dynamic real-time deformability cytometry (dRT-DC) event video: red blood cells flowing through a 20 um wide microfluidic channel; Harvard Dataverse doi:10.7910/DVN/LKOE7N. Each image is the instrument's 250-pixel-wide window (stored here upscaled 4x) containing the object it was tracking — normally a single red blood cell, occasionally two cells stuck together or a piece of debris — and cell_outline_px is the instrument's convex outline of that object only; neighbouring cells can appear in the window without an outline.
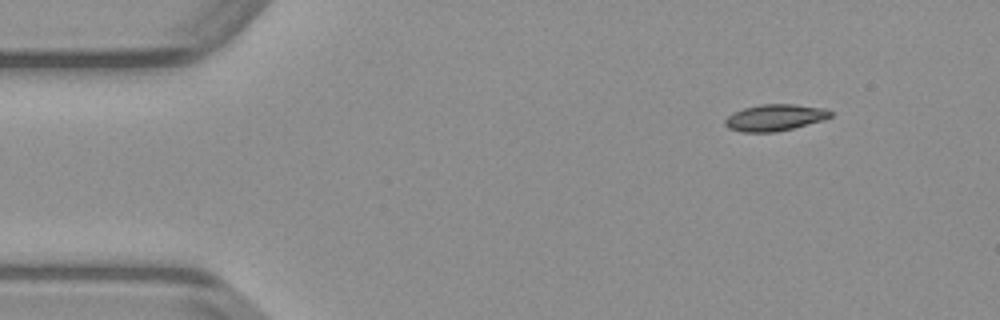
{"species": "common noctule bat (a hibernating species)", "species_latin": "Nyctalus noctula", "temperature_condition": "warm", "stored_images_in_passage": 44, "camera_frame_rate_fps": 3000, "um_per_image_px": 0.085, "animal": {"sex": "male", "body_mass_g": 23.1, "forearm_length_mm": 52.7}, "frame": {"image": 1, "passage_image": 1, "time_ms": 0.0, "image_size_px": [1000, 320], "cell_outline_px": [[832, 116], [820, 120], [792, 128], [776, 132], [740, 132], [728, 128], [724, 124], [724, 120], [732, 112], [744, 108], [760, 104], [796, 104], [824, 108], [832, 112]], "centroid_in_image_um": [65.8, 9.99], "position_along_channel_um": 19.2, "area_um2": 16.24}}
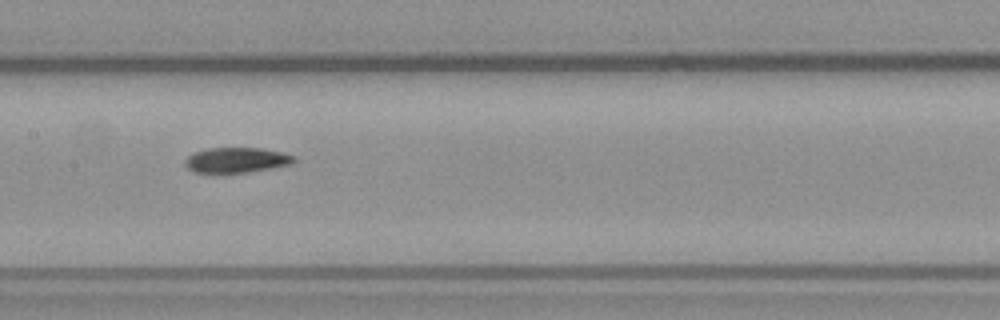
{"frame": {"image": 2, "passage_image": 19, "time_ms": 6.0, "image_size_px": [1000, 320], "cell_outline_px": [[296, 160], [292, 164], [272, 168], [248, 172], [196, 172], [188, 168], [184, 164], [184, 160], [188, 156], [196, 152], [208, 148], [264, 148], [284, 152], [296, 156]], "centroid_in_image_um": [20.17, 13.59], "position_along_channel_um": 187.2, "area_um2": 16.01}}
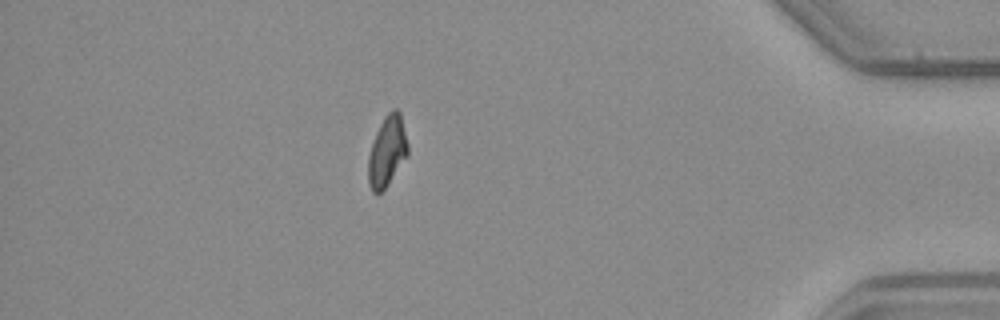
{"frame": {"image": 3, "passage_image": 38, "time_ms": 12.333, "image_size_px": [1000, 320], "cell_outline_px": [[408, 156], [388, 184], [380, 192], [372, 192], [368, 184], [368, 156], [376, 132], [384, 116], [392, 108], [396, 108], [400, 112], [408, 144]], "centroid_in_image_um": [32.91, 12.84], "position_along_channel_um": 402.3, "area_um2": 16.3}}